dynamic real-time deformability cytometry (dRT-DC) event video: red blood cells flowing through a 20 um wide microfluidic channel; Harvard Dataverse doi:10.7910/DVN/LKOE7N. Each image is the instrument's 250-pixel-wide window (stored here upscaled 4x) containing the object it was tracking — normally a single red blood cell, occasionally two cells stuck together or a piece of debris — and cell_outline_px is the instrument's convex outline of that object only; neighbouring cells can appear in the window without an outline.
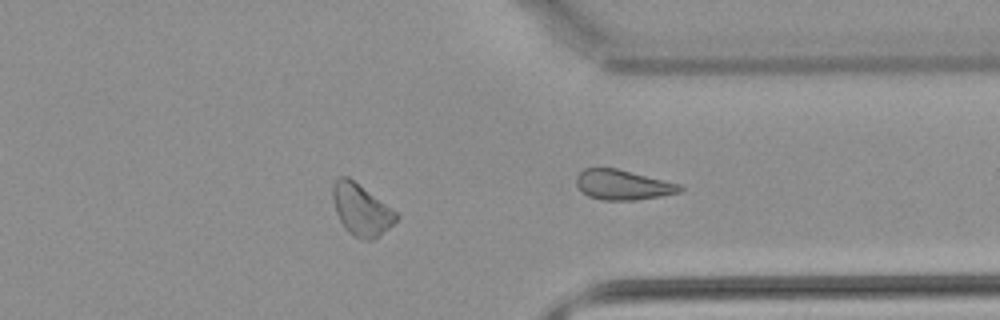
{"species": "common noctule bat (a hibernating species)", "species_latin": "Nyctalus noctula", "temperature_condition": "warm", "stored_images_in_passage": 30, "camera_frame_rate_fps": 3000, "um_per_image_px": 0.085, "animal": {"sex": "male", "body_mass_g": 21.5, "forearm_length_mm": 52.0}, "frame": {"image": 1, "passage_image": 22, "time_ms": 7.0, "image_size_px": [1000, 320], "cell_outline_px": [[400, 216], [388, 228], [372, 240], [360, 240], [352, 236], [344, 228], [336, 212], [332, 200], [332, 184], [340, 176], [348, 176], [396, 212]], "centroid_in_image_um": [30.66, 17.84], "position_along_channel_um": 380.7, "area_um2": 18.9}}